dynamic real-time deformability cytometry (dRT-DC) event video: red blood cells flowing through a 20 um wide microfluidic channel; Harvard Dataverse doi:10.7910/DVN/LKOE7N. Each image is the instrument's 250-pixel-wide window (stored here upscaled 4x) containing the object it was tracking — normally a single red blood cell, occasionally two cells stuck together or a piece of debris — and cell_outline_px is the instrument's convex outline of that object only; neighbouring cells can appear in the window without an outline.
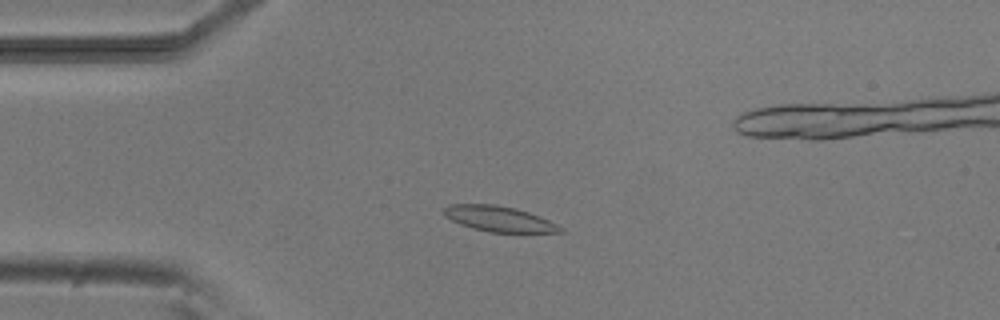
{"species": "common noctule bat (a hibernating species)", "species_latin": "Nyctalus noctula", "temperature_condition": "room temperature", "stored_images_in_passage": 5, "camera_frame_rate_fps": 3000, "um_per_image_px": 0.085, "animal": {"sex": "male", "body_mass_g": 20.5, "forearm_length_mm": 52.5}, "frame": {"image": 1, "passage_image": 3, "time_ms": 3.0, "image_size_px": [1000, 320], "cell_outline_px": [[564, 232], [488, 232], [472, 228], [460, 224], [444, 216], [440, 212], [448, 204], [496, 204], [516, 208], [528, 212], [548, 220], [564, 228]], "centroid_in_image_um": [42.36, 18.59], "position_along_channel_um": 42.6, "area_um2": 17.34}}
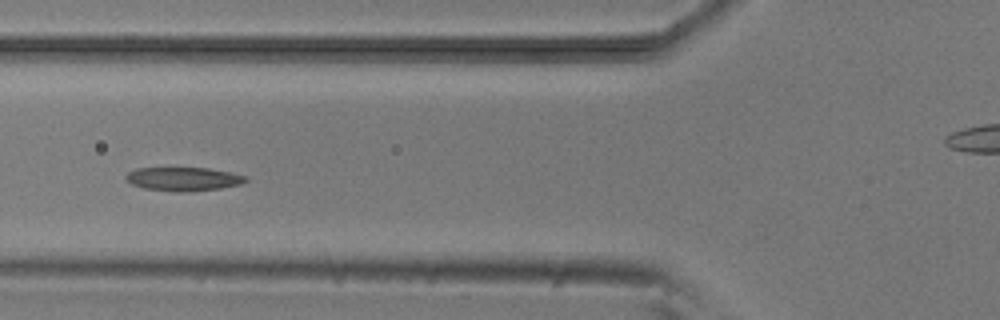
{"frame": {"image": 2, "passage_image": 5, "time_ms": 5.333, "image_size_px": [1000, 320], "cell_outline_px": [[248, 180], [240, 184], [220, 188], [188, 192], [176, 192], [144, 188], [132, 184], [124, 180], [124, 176], [128, 172], [136, 168], [208, 168], [248, 176]], "centroid_in_image_um": [15.56, 15.21], "position_along_channel_um": 110.2, "area_um2": 16.59}}